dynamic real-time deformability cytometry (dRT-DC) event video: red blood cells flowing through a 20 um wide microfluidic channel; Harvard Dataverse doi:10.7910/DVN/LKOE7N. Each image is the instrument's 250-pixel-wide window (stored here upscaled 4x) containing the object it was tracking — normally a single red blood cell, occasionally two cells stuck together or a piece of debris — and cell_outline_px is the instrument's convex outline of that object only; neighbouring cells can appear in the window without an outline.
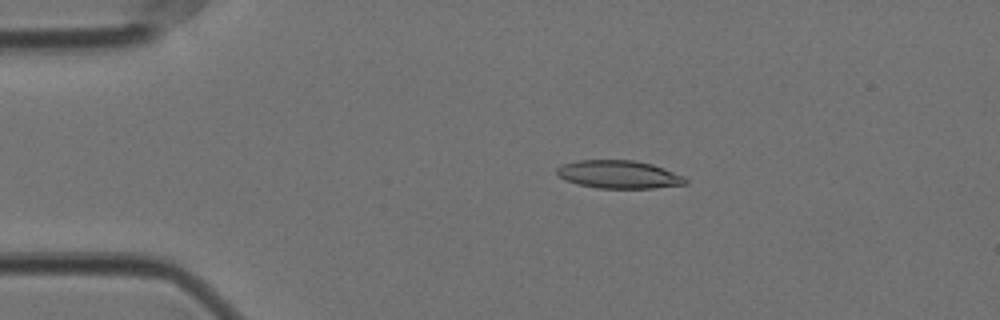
{"species": "Egyptian fruit bat (a non-hibernating species)", "species_latin": "Rousettus aegyptiacus", "temperature_condition": "cold", "stored_images_in_passage": 57, "camera_frame_rate_fps": 3000, "um_per_image_px": 0.085, "animal": {"sex": "female"}, "frame": {"image": 1, "passage_image": 11, "time_ms": 3.333, "image_size_px": [1000, 320], "cell_outline_px": [[688, 184], [652, 188], [596, 188], [564, 180], [556, 172], [556, 168], [564, 164], [576, 160], [632, 160], [652, 164], [664, 168], [684, 176], [688, 180]], "centroid_in_image_um": [52.62, 14.83], "position_along_channel_um": 32.4, "area_um2": 20.98}}
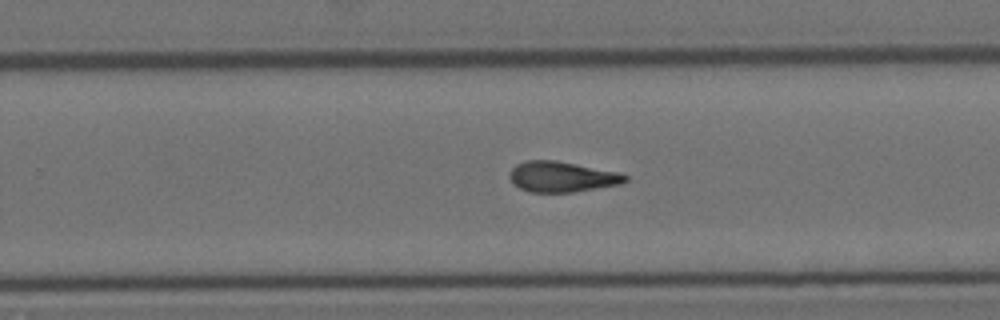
{"frame": {"image": 2, "passage_image": 36, "time_ms": 11.667, "image_size_px": [1000, 320], "cell_outline_px": [[628, 180], [620, 184], [572, 192], [528, 192], [512, 184], [508, 176], [512, 168], [516, 164], [524, 160], [556, 160], [620, 172], [628, 176]], "centroid_in_image_um": [47.73, 15.02], "position_along_channel_um": 282.1, "area_um2": 20.75}}
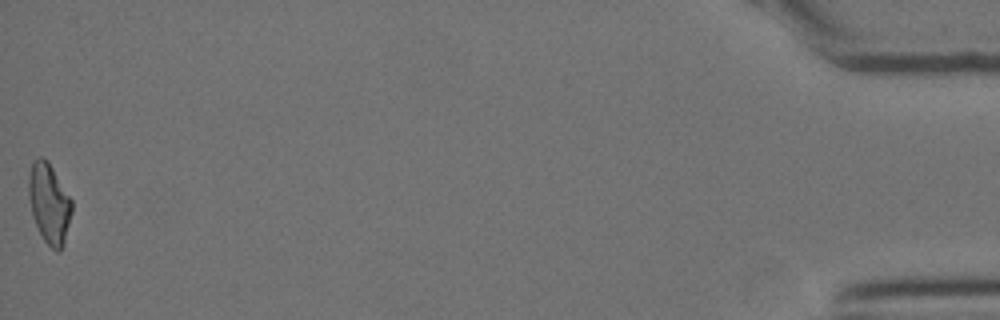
{"frame": {"image": 3, "passage_image": 57, "time_ms": 18.667, "image_size_px": [1000, 320], "cell_outline_px": [[72, 212], [64, 244], [60, 252], [56, 252], [44, 240], [32, 216], [28, 196], [28, 176], [32, 160], [40, 156], [44, 156], [48, 160], [72, 200]], "centroid_in_image_um": [4.17, 17.25], "position_along_channel_um": 431.0, "area_um2": 20.4}, "authors_computed_cell_mechanics": {"area_um2": 20.6346, "velocity_mm_per_s": 3.5258, "shape_relaxation_time_tau1_ms": null, "shape_relaxation_time_tau2_ms": 3.6653, "deformation_change_tau1": null, "deformation_change_tau2": 0.1316}}